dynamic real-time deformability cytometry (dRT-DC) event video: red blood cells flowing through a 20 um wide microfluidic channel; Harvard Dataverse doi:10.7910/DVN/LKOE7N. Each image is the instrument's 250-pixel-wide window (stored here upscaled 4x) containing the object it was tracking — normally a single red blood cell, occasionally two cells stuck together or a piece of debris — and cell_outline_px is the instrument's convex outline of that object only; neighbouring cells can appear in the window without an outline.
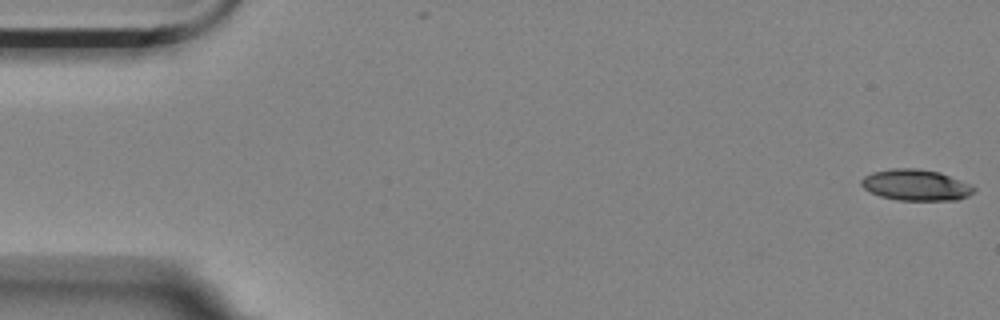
{"species": "Egyptian fruit bat (a non-hibernating species)", "species_latin": "Rousettus aegyptiacus", "temperature_condition": "room temperature", "stored_images_in_passage": 16, "camera_frame_rate_fps": 3000, "um_per_image_px": 0.085, "animal": {"sex": "female"}, "frame": {"image": 1, "passage_image": 1, "time_ms": 0.0, "image_size_px": [1000, 320], "cell_outline_px": [[976, 188], [968, 196], [956, 200], [896, 200], [880, 196], [864, 188], [860, 184], [860, 180], [864, 176], [872, 172], [892, 168], [920, 168], [940, 172], [968, 184]], "centroid_in_image_um": [77.81, 15.72], "position_along_channel_um": 7.2, "area_um2": 20.35}}
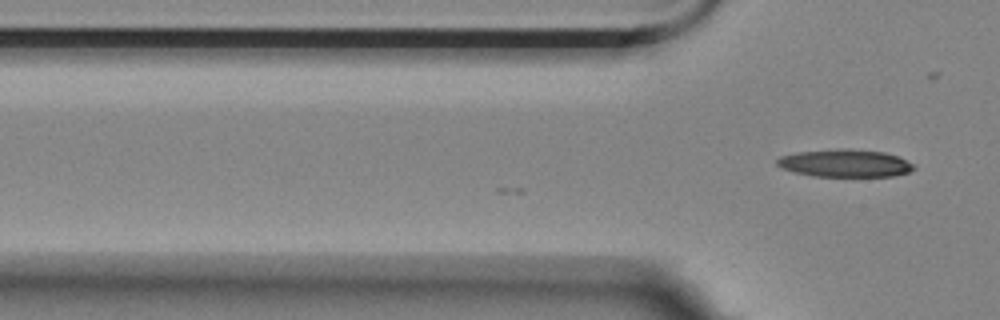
{"frame": {"image": 2, "passage_image": 16, "time_ms": 5.0, "image_size_px": [1000, 320], "cell_outline_px": [[916, 168], [908, 172], [892, 176], [812, 176], [780, 168], [776, 164], [776, 160], [780, 156], [796, 152], [836, 148], [852, 148], [884, 152], [896, 156], [912, 164]], "centroid_in_image_um": [71.77, 13.86], "position_along_channel_um": 54.0, "area_um2": 22.08}}